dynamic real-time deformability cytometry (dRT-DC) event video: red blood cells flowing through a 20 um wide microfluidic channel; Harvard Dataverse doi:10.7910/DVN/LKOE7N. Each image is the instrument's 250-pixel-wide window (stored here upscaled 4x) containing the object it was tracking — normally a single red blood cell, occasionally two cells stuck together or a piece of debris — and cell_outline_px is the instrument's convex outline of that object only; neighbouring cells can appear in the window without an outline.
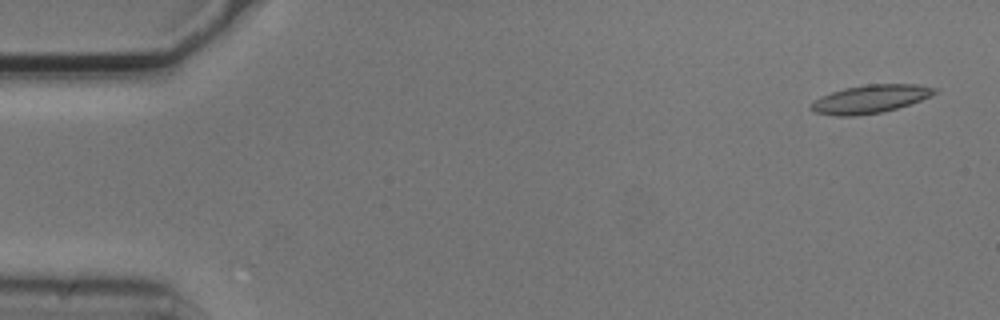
{"species": "common noctule bat (a hibernating species)", "species_latin": "Nyctalus noctula", "temperature_condition": "cold", "stored_images_in_passage": 5, "camera_frame_rate_fps": 3000, "um_per_image_px": 0.085, "animal": {"sex": "male", "body_mass_g": 20.5, "forearm_length_mm": 52.5}, "frame": {"image": 1, "passage_image": 1, "time_ms": 0.0, "image_size_px": [1000, 320], "cell_outline_px": [[940, 88], [936, 92], [920, 100], [896, 108], [880, 112], [856, 116], [836, 116], [812, 112], [808, 108], [808, 104], [820, 96], [844, 88], [868, 84], [916, 84]], "centroid_in_image_um": [73.89, 8.42], "position_along_channel_um": 11.1, "area_um2": 20.35}}